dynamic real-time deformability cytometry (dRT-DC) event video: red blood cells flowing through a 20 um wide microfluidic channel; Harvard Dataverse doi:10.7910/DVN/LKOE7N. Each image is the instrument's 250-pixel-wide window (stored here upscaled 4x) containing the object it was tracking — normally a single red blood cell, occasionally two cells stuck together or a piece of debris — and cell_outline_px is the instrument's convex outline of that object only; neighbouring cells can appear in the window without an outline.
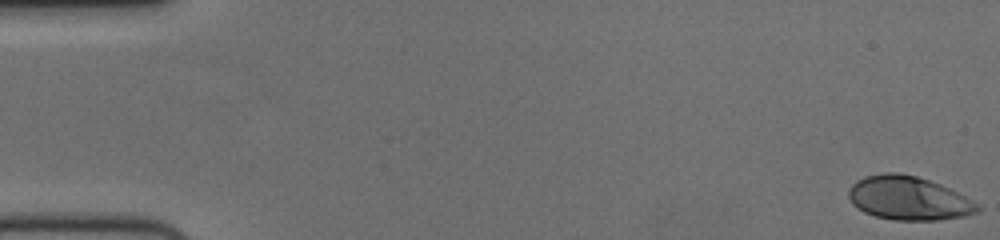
{"species": "human", "species_latin": "Homo sapiens", "temperature_condition": "cold", "stored_images_in_passage": 56, "camera_frame_rate_fps": 3000, "um_per_image_px": 0.085, "donor": {"sex": "female"}, "frame": {"image": 1, "passage_image": 1, "time_ms": 0.0, "image_size_px": [1000, 240], "cell_outline_px": [[980, 212], [964, 216], [936, 220], [892, 220], [876, 216], [864, 212], [852, 204], [848, 196], [848, 188], [856, 180], [864, 176], [884, 172], [900, 172], [916, 176], [940, 184], [964, 196], [976, 204], [980, 208]], "centroid_in_image_um": [77.17, 16.84], "position_along_channel_um": 7.8, "area_um2": 32.83}}
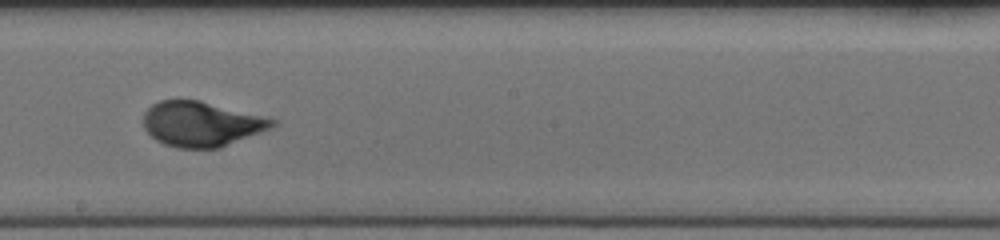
{"frame": {"image": 2, "passage_image": 32, "time_ms": 10.333, "image_size_px": [1000, 240], "cell_outline_px": [[280, 120], [272, 128], [220, 148], [176, 148], [164, 144], [156, 140], [144, 128], [144, 112], [152, 104], [160, 100], [200, 100]], "centroid_in_image_um": [17.14, 10.54], "position_along_channel_um": 231.1, "area_um2": 33.93}}
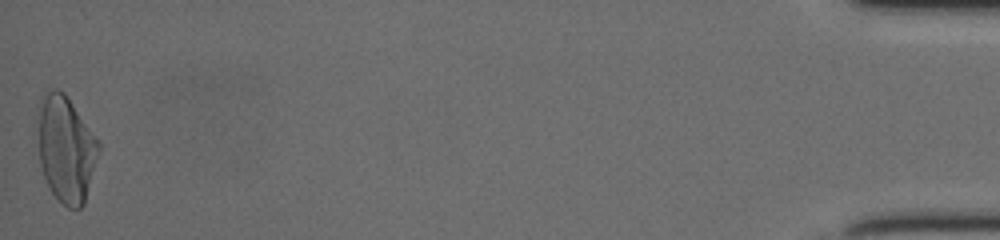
{"frame": {"image": 3, "passage_image": 56, "time_ms": 18.333, "image_size_px": [1000, 240], "cell_outline_px": [[100, 148], [84, 204], [80, 208], [68, 208], [52, 192], [44, 176], [40, 164], [36, 120], [40, 100], [52, 88], [56, 88], [64, 92], [100, 144]], "centroid_in_image_um": [5.57, 12.64], "position_along_channel_um": 429.6, "area_um2": 37.34}, "authors_computed_cell_mechanics": {"area_um2": 33.4662, "velocity_mm_per_s": 3.7148, "shape_relaxation_time_tau1_ms": 3.318, "shape_relaxation_time_tau2_ms": null, "deformation_change_tau1": 0.1747, "deformation_change_tau2": null}}